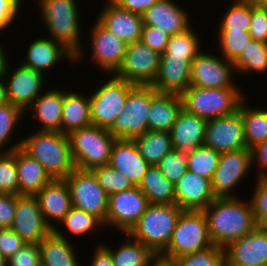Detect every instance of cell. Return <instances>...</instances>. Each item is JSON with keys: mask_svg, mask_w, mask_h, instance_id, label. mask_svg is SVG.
<instances>
[{"mask_svg": "<svg viewBox=\"0 0 267 266\" xmlns=\"http://www.w3.org/2000/svg\"><path fill=\"white\" fill-rule=\"evenodd\" d=\"M203 212L212 244L222 248L257 227L252 204L244 197L216 198Z\"/></svg>", "mask_w": 267, "mask_h": 266, "instance_id": "6da1fadb", "label": "cell"}, {"mask_svg": "<svg viewBox=\"0 0 267 266\" xmlns=\"http://www.w3.org/2000/svg\"><path fill=\"white\" fill-rule=\"evenodd\" d=\"M47 37L62 44L75 56V64L82 62L88 52L83 41L81 11L77 0H35ZM80 12V13H79ZM49 35V36H48ZM82 44V46H81ZM84 48V49H83ZM86 51V53H85ZM83 59V60H82Z\"/></svg>", "mask_w": 267, "mask_h": 266, "instance_id": "7a4b0ae2", "label": "cell"}, {"mask_svg": "<svg viewBox=\"0 0 267 266\" xmlns=\"http://www.w3.org/2000/svg\"><path fill=\"white\" fill-rule=\"evenodd\" d=\"M20 148L36 159L52 179H65L76 168L67 134L36 130L22 137Z\"/></svg>", "mask_w": 267, "mask_h": 266, "instance_id": "3957f363", "label": "cell"}, {"mask_svg": "<svg viewBox=\"0 0 267 266\" xmlns=\"http://www.w3.org/2000/svg\"><path fill=\"white\" fill-rule=\"evenodd\" d=\"M182 212L176 204H149L128 234L159 256L167 248Z\"/></svg>", "mask_w": 267, "mask_h": 266, "instance_id": "277c9868", "label": "cell"}, {"mask_svg": "<svg viewBox=\"0 0 267 266\" xmlns=\"http://www.w3.org/2000/svg\"><path fill=\"white\" fill-rule=\"evenodd\" d=\"M243 87L202 88L189 86L180 96L183 109L210 120L233 114L247 96Z\"/></svg>", "mask_w": 267, "mask_h": 266, "instance_id": "5b68a950", "label": "cell"}, {"mask_svg": "<svg viewBox=\"0 0 267 266\" xmlns=\"http://www.w3.org/2000/svg\"><path fill=\"white\" fill-rule=\"evenodd\" d=\"M68 138L76 168L92 170L109 164L111 148L116 138L107 128L91 124L73 130Z\"/></svg>", "mask_w": 267, "mask_h": 266, "instance_id": "8992f818", "label": "cell"}, {"mask_svg": "<svg viewBox=\"0 0 267 266\" xmlns=\"http://www.w3.org/2000/svg\"><path fill=\"white\" fill-rule=\"evenodd\" d=\"M213 245L208 222L203 211H183L177 221L167 248L158 256L171 261L174 258L204 250Z\"/></svg>", "mask_w": 267, "mask_h": 266, "instance_id": "52a82bcc", "label": "cell"}, {"mask_svg": "<svg viewBox=\"0 0 267 266\" xmlns=\"http://www.w3.org/2000/svg\"><path fill=\"white\" fill-rule=\"evenodd\" d=\"M101 83L89 94L91 123L109 129L123 109L134 84L114 74L107 75Z\"/></svg>", "mask_w": 267, "mask_h": 266, "instance_id": "ba28073f", "label": "cell"}, {"mask_svg": "<svg viewBox=\"0 0 267 266\" xmlns=\"http://www.w3.org/2000/svg\"><path fill=\"white\" fill-rule=\"evenodd\" d=\"M151 101V85H134L128 93L123 109L108 129L109 132L116 139L129 140L146 133Z\"/></svg>", "mask_w": 267, "mask_h": 266, "instance_id": "9c48e42d", "label": "cell"}, {"mask_svg": "<svg viewBox=\"0 0 267 266\" xmlns=\"http://www.w3.org/2000/svg\"><path fill=\"white\" fill-rule=\"evenodd\" d=\"M252 167L250 149L220 153L218 165L211 180V188L216 198L239 197L238 185L247 179ZM243 179V180H242ZM235 191V192H234Z\"/></svg>", "mask_w": 267, "mask_h": 266, "instance_id": "30bf717a", "label": "cell"}, {"mask_svg": "<svg viewBox=\"0 0 267 266\" xmlns=\"http://www.w3.org/2000/svg\"><path fill=\"white\" fill-rule=\"evenodd\" d=\"M65 181L69 186L72 206L93 214L104 223L107 216L108 196L99 185L94 172L75 168Z\"/></svg>", "mask_w": 267, "mask_h": 266, "instance_id": "8fae6325", "label": "cell"}, {"mask_svg": "<svg viewBox=\"0 0 267 266\" xmlns=\"http://www.w3.org/2000/svg\"><path fill=\"white\" fill-rule=\"evenodd\" d=\"M232 61L205 51L196 55L190 67V86L202 88L241 87Z\"/></svg>", "mask_w": 267, "mask_h": 266, "instance_id": "7c38bea8", "label": "cell"}, {"mask_svg": "<svg viewBox=\"0 0 267 266\" xmlns=\"http://www.w3.org/2000/svg\"><path fill=\"white\" fill-rule=\"evenodd\" d=\"M160 56L141 40L129 43L123 63L114 75L134 85H152L158 74Z\"/></svg>", "mask_w": 267, "mask_h": 266, "instance_id": "4fadbf2b", "label": "cell"}, {"mask_svg": "<svg viewBox=\"0 0 267 266\" xmlns=\"http://www.w3.org/2000/svg\"><path fill=\"white\" fill-rule=\"evenodd\" d=\"M149 205L147 197L134 186L108 197V209L104 226L115 232L128 233L138 222Z\"/></svg>", "mask_w": 267, "mask_h": 266, "instance_id": "5bb4252c", "label": "cell"}, {"mask_svg": "<svg viewBox=\"0 0 267 266\" xmlns=\"http://www.w3.org/2000/svg\"><path fill=\"white\" fill-rule=\"evenodd\" d=\"M90 39L91 63L100 69V72L115 74L121 67L127 44L104 28L97 20L87 28Z\"/></svg>", "mask_w": 267, "mask_h": 266, "instance_id": "9a60e30c", "label": "cell"}, {"mask_svg": "<svg viewBox=\"0 0 267 266\" xmlns=\"http://www.w3.org/2000/svg\"><path fill=\"white\" fill-rule=\"evenodd\" d=\"M3 72L6 83L7 97L10 103L25 110L35 101V99L46 89L48 79L44 74L26 68L20 63L16 67L9 66ZM18 64V65H17Z\"/></svg>", "mask_w": 267, "mask_h": 266, "instance_id": "2e32d148", "label": "cell"}, {"mask_svg": "<svg viewBox=\"0 0 267 266\" xmlns=\"http://www.w3.org/2000/svg\"><path fill=\"white\" fill-rule=\"evenodd\" d=\"M204 145L225 153L247 148L244 139L241 102L233 114L207 120Z\"/></svg>", "mask_w": 267, "mask_h": 266, "instance_id": "e0dca14e", "label": "cell"}, {"mask_svg": "<svg viewBox=\"0 0 267 266\" xmlns=\"http://www.w3.org/2000/svg\"><path fill=\"white\" fill-rule=\"evenodd\" d=\"M11 229L26 243L34 244H39L53 231L44 220L37 197L19 194Z\"/></svg>", "mask_w": 267, "mask_h": 266, "instance_id": "ac0fdd59", "label": "cell"}, {"mask_svg": "<svg viewBox=\"0 0 267 266\" xmlns=\"http://www.w3.org/2000/svg\"><path fill=\"white\" fill-rule=\"evenodd\" d=\"M225 266H267V229L256 227L231 242L225 248Z\"/></svg>", "mask_w": 267, "mask_h": 266, "instance_id": "d6986e66", "label": "cell"}, {"mask_svg": "<svg viewBox=\"0 0 267 266\" xmlns=\"http://www.w3.org/2000/svg\"><path fill=\"white\" fill-rule=\"evenodd\" d=\"M24 59L19 63L26 68L44 74L46 77L49 71L63 60L67 59L69 63L75 66V56L68 51L62 44L54 41L50 37L40 36L29 41Z\"/></svg>", "mask_w": 267, "mask_h": 266, "instance_id": "ffe728a7", "label": "cell"}, {"mask_svg": "<svg viewBox=\"0 0 267 266\" xmlns=\"http://www.w3.org/2000/svg\"><path fill=\"white\" fill-rule=\"evenodd\" d=\"M96 20L126 44L141 40L143 17L121 8L113 0H104Z\"/></svg>", "mask_w": 267, "mask_h": 266, "instance_id": "44dd1931", "label": "cell"}, {"mask_svg": "<svg viewBox=\"0 0 267 266\" xmlns=\"http://www.w3.org/2000/svg\"><path fill=\"white\" fill-rule=\"evenodd\" d=\"M215 199L211 180L189 170L175 184V204L183 211H203Z\"/></svg>", "mask_w": 267, "mask_h": 266, "instance_id": "7402d4cb", "label": "cell"}, {"mask_svg": "<svg viewBox=\"0 0 267 266\" xmlns=\"http://www.w3.org/2000/svg\"><path fill=\"white\" fill-rule=\"evenodd\" d=\"M175 0H158L145 13L143 26L161 28L170 36L185 32L192 27L190 13Z\"/></svg>", "mask_w": 267, "mask_h": 266, "instance_id": "603a6c76", "label": "cell"}, {"mask_svg": "<svg viewBox=\"0 0 267 266\" xmlns=\"http://www.w3.org/2000/svg\"><path fill=\"white\" fill-rule=\"evenodd\" d=\"M35 196L44 220L52 230L72 207L71 194L65 179H52Z\"/></svg>", "mask_w": 267, "mask_h": 266, "instance_id": "cb8c5ba5", "label": "cell"}, {"mask_svg": "<svg viewBox=\"0 0 267 266\" xmlns=\"http://www.w3.org/2000/svg\"><path fill=\"white\" fill-rule=\"evenodd\" d=\"M109 165L138 186L149 168L134 140L116 139L111 148Z\"/></svg>", "mask_w": 267, "mask_h": 266, "instance_id": "d4e9b609", "label": "cell"}, {"mask_svg": "<svg viewBox=\"0 0 267 266\" xmlns=\"http://www.w3.org/2000/svg\"><path fill=\"white\" fill-rule=\"evenodd\" d=\"M190 67L187 57H160L158 74L151 86L159 93L181 95L190 86Z\"/></svg>", "mask_w": 267, "mask_h": 266, "instance_id": "484cf974", "label": "cell"}, {"mask_svg": "<svg viewBox=\"0 0 267 266\" xmlns=\"http://www.w3.org/2000/svg\"><path fill=\"white\" fill-rule=\"evenodd\" d=\"M25 110V113L32 111L31 116L38 121V131L61 132V118L63 111V88L47 87ZM47 90V91H46Z\"/></svg>", "mask_w": 267, "mask_h": 266, "instance_id": "4316f807", "label": "cell"}, {"mask_svg": "<svg viewBox=\"0 0 267 266\" xmlns=\"http://www.w3.org/2000/svg\"><path fill=\"white\" fill-rule=\"evenodd\" d=\"M207 120L182 108L169 133L175 150L190 152L204 145Z\"/></svg>", "mask_w": 267, "mask_h": 266, "instance_id": "83f0119b", "label": "cell"}, {"mask_svg": "<svg viewBox=\"0 0 267 266\" xmlns=\"http://www.w3.org/2000/svg\"><path fill=\"white\" fill-rule=\"evenodd\" d=\"M183 108L179 94L159 93L152 87V101L147 118L149 131H170Z\"/></svg>", "mask_w": 267, "mask_h": 266, "instance_id": "f1b7e54d", "label": "cell"}, {"mask_svg": "<svg viewBox=\"0 0 267 266\" xmlns=\"http://www.w3.org/2000/svg\"><path fill=\"white\" fill-rule=\"evenodd\" d=\"M72 90V91H71ZM89 93L76 92L63 87V111L61 133L69 134L73 130L91 125Z\"/></svg>", "mask_w": 267, "mask_h": 266, "instance_id": "f546056e", "label": "cell"}, {"mask_svg": "<svg viewBox=\"0 0 267 266\" xmlns=\"http://www.w3.org/2000/svg\"><path fill=\"white\" fill-rule=\"evenodd\" d=\"M19 195H36L52 178L44 167L20 147L16 148Z\"/></svg>", "mask_w": 267, "mask_h": 266, "instance_id": "4dcf8cb0", "label": "cell"}, {"mask_svg": "<svg viewBox=\"0 0 267 266\" xmlns=\"http://www.w3.org/2000/svg\"><path fill=\"white\" fill-rule=\"evenodd\" d=\"M38 246L42 266H81L73 242L57 236L53 231Z\"/></svg>", "mask_w": 267, "mask_h": 266, "instance_id": "1f68e13d", "label": "cell"}, {"mask_svg": "<svg viewBox=\"0 0 267 266\" xmlns=\"http://www.w3.org/2000/svg\"><path fill=\"white\" fill-rule=\"evenodd\" d=\"M125 242L116 247L102 244L110 251L114 266H149L158 256L148 247L133 239L128 233H122ZM114 248V249H113Z\"/></svg>", "mask_w": 267, "mask_h": 266, "instance_id": "d6a6232c", "label": "cell"}, {"mask_svg": "<svg viewBox=\"0 0 267 266\" xmlns=\"http://www.w3.org/2000/svg\"><path fill=\"white\" fill-rule=\"evenodd\" d=\"M59 225L60 227H55L53 229V232L57 236L65 238L67 240H69L68 237L71 234L72 237L76 236L79 238L80 236H92V234L94 233L97 235L98 233L96 231H99L101 227L103 228V230H106L104 223L98 217L73 206L57 226ZM63 228L65 231L63 230ZM64 232H67L69 235L67 233L64 234Z\"/></svg>", "mask_w": 267, "mask_h": 266, "instance_id": "836d02e7", "label": "cell"}, {"mask_svg": "<svg viewBox=\"0 0 267 266\" xmlns=\"http://www.w3.org/2000/svg\"><path fill=\"white\" fill-rule=\"evenodd\" d=\"M149 204H175V185L167 180L157 165H150L137 186Z\"/></svg>", "mask_w": 267, "mask_h": 266, "instance_id": "e575fe53", "label": "cell"}, {"mask_svg": "<svg viewBox=\"0 0 267 266\" xmlns=\"http://www.w3.org/2000/svg\"><path fill=\"white\" fill-rule=\"evenodd\" d=\"M245 97L241 101L244 139L248 149L267 139V107L254 108Z\"/></svg>", "mask_w": 267, "mask_h": 266, "instance_id": "d590c367", "label": "cell"}, {"mask_svg": "<svg viewBox=\"0 0 267 266\" xmlns=\"http://www.w3.org/2000/svg\"><path fill=\"white\" fill-rule=\"evenodd\" d=\"M233 64L236 75H267V43L252 39Z\"/></svg>", "mask_w": 267, "mask_h": 266, "instance_id": "8d00e7d4", "label": "cell"}, {"mask_svg": "<svg viewBox=\"0 0 267 266\" xmlns=\"http://www.w3.org/2000/svg\"><path fill=\"white\" fill-rule=\"evenodd\" d=\"M141 156L149 165H157L172 149L168 131H147L134 139Z\"/></svg>", "mask_w": 267, "mask_h": 266, "instance_id": "74e56055", "label": "cell"}, {"mask_svg": "<svg viewBox=\"0 0 267 266\" xmlns=\"http://www.w3.org/2000/svg\"><path fill=\"white\" fill-rule=\"evenodd\" d=\"M24 116L25 112L10 102L0 105V152H12L20 147L21 139H12Z\"/></svg>", "mask_w": 267, "mask_h": 266, "instance_id": "f35d334b", "label": "cell"}, {"mask_svg": "<svg viewBox=\"0 0 267 266\" xmlns=\"http://www.w3.org/2000/svg\"><path fill=\"white\" fill-rule=\"evenodd\" d=\"M194 27L185 32L170 36L166 50L160 57H187L191 62L202 49V36Z\"/></svg>", "mask_w": 267, "mask_h": 266, "instance_id": "ab89813d", "label": "cell"}, {"mask_svg": "<svg viewBox=\"0 0 267 266\" xmlns=\"http://www.w3.org/2000/svg\"><path fill=\"white\" fill-rule=\"evenodd\" d=\"M220 17L217 31H249L251 1L233 0Z\"/></svg>", "mask_w": 267, "mask_h": 266, "instance_id": "60d3db41", "label": "cell"}, {"mask_svg": "<svg viewBox=\"0 0 267 266\" xmlns=\"http://www.w3.org/2000/svg\"><path fill=\"white\" fill-rule=\"evenodd\" d=\"M220 153L202 145L187 152V170L212 180L218 165Z\"/></svg>", "mask_w": 267, "mask_h": 266, "instance_id": "b9f144b4", "label": "cell"}, {"mask_svg": "<svg viewBox=\"0 0 267 266\" xmlns=\"http://www.w3.org/2000/svg\"><path fill=\"white\" fill-rule=\"evenodd\" d=\"M218 52L224 59L234 61L252 40L248 31H217ZM221 52V53H220Z\"/></svg>", "mask_w": 267, "mask_h": 266, "instance_id": "7bdbcfd3", "label": "cell"}, {"mask_svg": "<svg viewBox=\"0 0 267 266\" xmlns=\"http://www.w3.org/2000/svg\"><path fill=\"white\" fill-rule=\"evenodd\" d=\"M173 266H225V248L211 245L192 254L171 260Z\"/></svg>", "mask_w": 267, "mask_h": 266, "instance_id": "ee69618b", "label": "cell"}, {"mask_svg": "<svg viewBox=\"0 0 267 266\" xmlns=\"http://www.w3.org/2000/svg\"><path fill=\"white\" fill-rule=\"evenodd\" d=\"M92 171L108 197L134 187L126 176L115 170L109 164L95 167Z\"/></svg>", "mask_w": 267, "mask_h": 266, "instance_id": "f6af8a7d", "label": "cell"}, {"mask_svg": "<svg viewBox=\"0 0 267 266\" xmlns=\"http://www.w3.org/2000/svg\"><path fill=\"white\" fill-rule=\"evenodd\" d=\"M0 193L19 194L16 149L0 152Z\"/></svg>", "mask_w": 267, "mask_h": 266, "instance_id": "bcb514c9", "label": "cell"}, {"mask_svg": "<svg viewBox=\"0 0 267 266\" xmlns=\"http://www.w3.org/2000/svg\"><path fill=\"white\" fill-rule=\"evenodd\" d=\"M252 196L249 200L252 204V210L257 227L267 229V176L255 177Z\"/></svg>", "mask_w": 267, "mask_h": 266, "instance_id": "7dc6e473", "label": "cell"}, {"mask_svg": "<svg viewBox=\"0 0 267 266\" xmlns=\"http://www.w3.org/2000/svg\"><path fill=\"white\" fill-rule=\"evenodd\" d=\"M157 166L163 176L175 185L187 171V152L172 149Z\"/></svg>", "mask_w": 267, "mask_h": 266, "instance_id": "c3c4849f", "label": "cell"}, {"mask_svg": "<svg viewBox=\"0 0 267 266\" xmlns=\"http://www.w3.org/2000/svg\"><path fill=\"white\" fill-rule=\"evenodd\" d=\"M8 266H40V249L38 244L25 243L7 259Z\"/></svg>", "mask_w": 267, "mask_h": 266, "instance_id": "681fc988", "label": "cell"}, {"mask_svg": "<svg viewBox=\"0 0 267 266\" xmlns=\"http://www.w3.org/2000/svg\"><path fill=\"white\" fill-rule=\"evenodd\" d=\"M251 38L267 43V11L251 1V21L248 31Z\"/></svg>", "mask_w": 267, "mask_h": 266, "instance_id": "f907efd6", "label": "cell"}, {"mask_svg": "<svg viewBox=\"0 0 267 266\" xmlns=\"http://www.w3.org/2000/svg\"><path fill=\"white\" fill-rule=\"evenodd\" d=\"M170 35L161 28L154 26H143L141 41L152 50L162 54L166 50Z\"/></svg>", "mask_w": 267, "mask_h": 266, "instance_id": "816d5d0a", "label": "cell"}, {"mask_svg": "<svg viewBox=\"0 0 267 266\" xmlns=\"http://www.w3.org/2000/svg\"><path fill=\"white\" fill-rule=\"evenodd\" d=\"M22 2V0H0V35L20 19L18 15L22 11Z\"/></svg>", "mask_w": 267, "mask_h": 266, "instance_id": "f5cc1de1", "label": "cell"}, {"mask_svg": "<svg viewBox=\"0 0 267 266\" xmlns=\"http://www.w3.org/2000/svg\"><path fill=\"white\" fill-rule=\"evenodd\" d=\"M26 242L11 228H0V255L10 258Z\"/></svg>", "mask_w": 267, "mask_h": 266, "instance_id": "db71d44e", "label": "cell"}, {"mask_svg": "<svg viewBox=\"0 0 267 266\" xmlns=\"http://www.w3.org/2000/svg\"><path fill=\"white\" fill-rule=\"evenodd\" d=\"M17 195L0 193V228H11L15 211Z\"/></svg>", "mask_w": 267, "mask_h": 266, "instance_id": "11a10c76", "label": "cell"}, {"mask_svg": "<svg viewBox=\"0 0 267 266\" xmlns=\"http://www.w3.org/2000/svg\"><path fill=\"white\" fill-rule=\"evenodd\" d=\"M252 167H256L255 177L267 176V139L250 149Z\"/></svg>", "mask_w": 267, "mask_h": 266, "instance_id": "9f6ffc18", "label": "cell"}, {"mask_svg": "<svg viewBox=\"0 0 267 266\" xmlns=\"http://www.w3.org/2000/svg\"><path fill=\"white\" fill-rule=\"evenodd\" d=\"M121 8L132 13L143 15L158 0H113Z\"/></svg>", "mask_w": 267, "mask_h": 266, "instance_id": "6f0895ef", "label": "cell"}, {"mask_svg": "<svg viewBox=\"0 0 267 266\" xmlns=\"http://www.w3.org/2000/svg\"><path fill=\"white\" fill-rule=\"evenodd\" d=\"M90 257V266H114L110 251L100 242L96 244Z\"/></svg>", "mask_w": 267, "mask_h": 266, "instance_id": "680465c9", "label": "cell"}, {"mask_svg": "<svg viewBox=\"0 0 267 266\" xmlns=\"http://www.w3.org/2000/svg\"><path fill=\"white\" fill-rule=\"evenodd\" d=\"M6 49V46H4L3 43L0 42V74L5 71L7 63L10 59V55L8 54V51Z\"/></svg>", "mask_w": 267, "mask_h": 266, "instance_id": "91938a15", "label": "cell"}, {"mask_svg": "<svg viewBox=\"0 0 267 266\" xmlns=\"http://www.w3.org/2000/svg\"><path fill=\"white\" fill-rule=\"evenodd\" d=\"M8 97H7V90H6V83L4 80L3 73L0 74V105L8 103Z\"/></svg>", "mask_w": 267, "mask_h": 266, "instance_id": "94428289", "label": "cell"}, {"mask_svg": "<svg viewBox=\"0 0 267 266\" xmlns=\"http://www.w3.org/2000/svg\"><path fill=\"white\" fill-rule=\"evenodd\" d=\"M149 266H173L171 261L157 257Z\"/></svg>", "mask_w": 267, "mask_h": 266, "instance_id": "6125c7cd", "label": "cell"}, {"mask_svg": "<svg viewBox=\"0 0 267 266\" xmlns=\"http://www.w3.org/2000/svg\"><path fill=\"white\" fill-rule=\"evenodd\" d=\"M259 7L267 11V0H256L255 2Z\"/></svg>", "mask_w": 267, "mask_h": 266, "instance_id": "be15d7a7", "label": "cell"}, {"mask_svg": "<svg viewBox=\"0 0 267 266\" xmlns=\"http://www.w3.org/2000/svg\"><path fill=\"white\" fill-rule=\"evenodd\" d=\"M0 266H8L7 259L0 255Z\"/></svg>", "mask_w": 267, "mask_h": 266, "instance_id": "e7e4bbea", "label": "cell"}, {"mask_svg": "<svg viewBox=\"0 0 267 266\" xmlns=\"http://www.w3.org/2000/svg\"><path fill=\"white\" fill-rule=\"evenodd\" d=\"M242 1H253V2H256V0H242Z\"/></svg>", "mask_w": 267, "mask_h": 266, "instance_id": "03108f58", "label": "cell"}]
</instances>
